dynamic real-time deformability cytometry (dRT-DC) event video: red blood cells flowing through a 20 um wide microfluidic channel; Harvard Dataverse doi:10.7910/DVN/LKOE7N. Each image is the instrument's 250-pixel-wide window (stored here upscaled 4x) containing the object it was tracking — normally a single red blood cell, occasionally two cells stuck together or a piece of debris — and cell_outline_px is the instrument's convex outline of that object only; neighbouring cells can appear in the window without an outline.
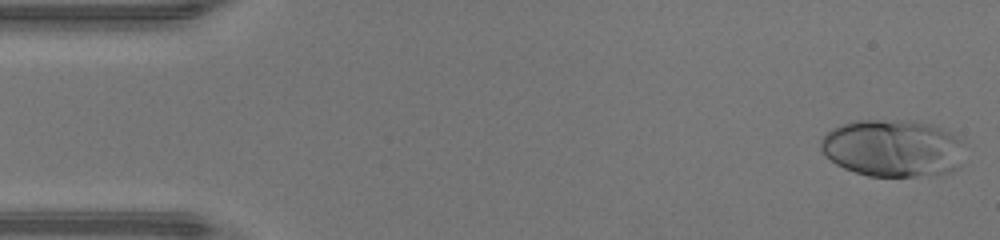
{"species": "human", "species_latin": "Homo sapiens", "temperature_condition": "warm", "stored_images_in_passage": 47, "camera_frame_rate_fps": 3000, "um_per_image_px": 0.085, "donor": {"sex": "male"}, "frame": {"image": 1, "passage_image": 2, "time_ms": 0.333, "image_size_px": [1000, 240], "cell_outline_px": [[960, 140], [956, 168], [952, 172], [912, 176], [868, 176], [844, 168], [836, 164], [820, 148], [820, 140], [832, 128], [856, 120], [896, 120], [928, 124], [940, 128], [948, 132]], "centroid_in_image_um": [75.79, 12.59], "position_along_channel_um": 9.2, "area_um2": 46.82}}
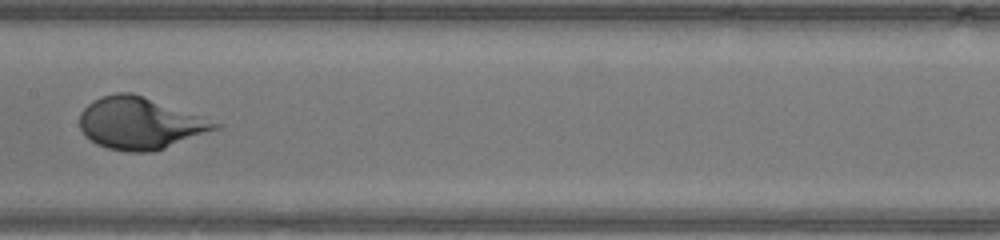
{"frame": {"image": 2, "passage_image": 24, "time_ms": 7.667, "image_size_px": [1000, 240], "cell_outline_px": [[224, 124], [220, 128], [164, 148], [152, 152], [128, 152], [108, 148], [96, 144], [80, 128], [80, 112], [88, 104], [100, 96], [116, 92], [132, 92]], "centroid_in_image_um": [11.91, 10.47], "position_along_channel_um": 195.5, "area_um2": 40.69}}
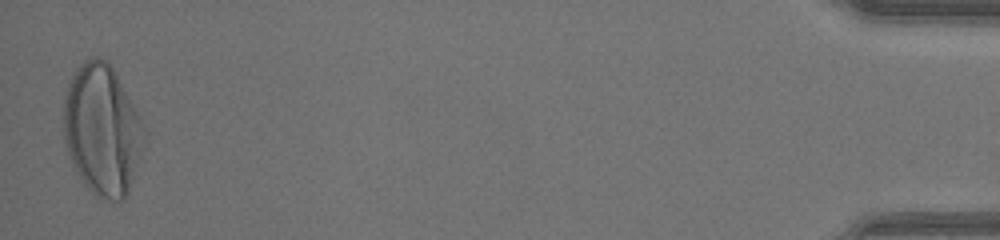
{"frame": {"image": 3, "passage_image": 47, "time_ms": 15.333, "image_size_px": [1000, 240], "cell_outline_px": [[148, 132], [144, 148], [128, 192], [124, 200], [112, 200], [96, 196], [84, 184], [76, 172], [68, 156], [64, 140], [64, 96], [72, 72], [84, 60], [92, 56], [96, 56], [108, 60]], "centroid_in_image_um": [8.69, 11.03], "position_along_channel_um": 426.5, "area_um2": 61.79}}